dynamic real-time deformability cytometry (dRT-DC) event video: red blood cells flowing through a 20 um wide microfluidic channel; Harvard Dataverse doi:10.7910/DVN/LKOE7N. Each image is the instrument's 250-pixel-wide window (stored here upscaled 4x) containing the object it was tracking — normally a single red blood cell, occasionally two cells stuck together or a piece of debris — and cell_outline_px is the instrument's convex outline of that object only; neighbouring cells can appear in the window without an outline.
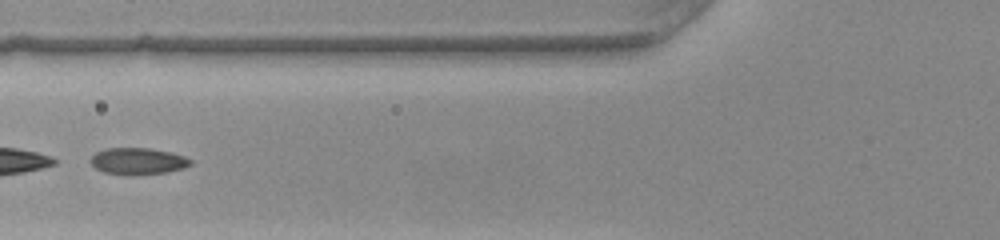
{"species": "common noctule bat (a hibernating species)", "species_latin": "Nyctalus noctula", "temperature_condition": "warm", "stored_images_in_passage": 50, "camera_frame_rate_fps": 3000, "um_per_image_px": 0.085, "animal": {"sex": "female", "body_mass_g": 22.0, "forearm_length_mm": 56.7}, "frame": {"image": 1, "passage_image": 20, "time_ms": 6.333, "image_size_px": [1000, 240], "cell_outline_px": [[192, 164], [184, 168], [168, 172], [132, 176], [124, 176], [104, 172], [96, 168], [88, 160], [96, 152], [108, 148], [148, 148], [172, 152], [184, 156], [192, 160]], "centroid_in_image_um": [11.73, 13.71], "position_along_channel_um": 114.1, "area_um2": 15.84}}